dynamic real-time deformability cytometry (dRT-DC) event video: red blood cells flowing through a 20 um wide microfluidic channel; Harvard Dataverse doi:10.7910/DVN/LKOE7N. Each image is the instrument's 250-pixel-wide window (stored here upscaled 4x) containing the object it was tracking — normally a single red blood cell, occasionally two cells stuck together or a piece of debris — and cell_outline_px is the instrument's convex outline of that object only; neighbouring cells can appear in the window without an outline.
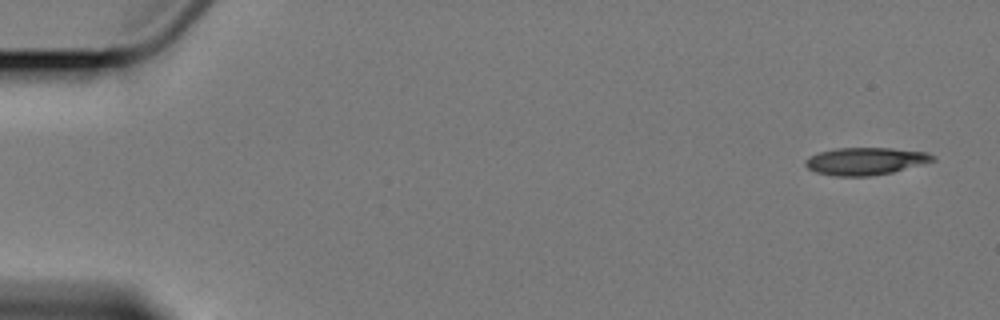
{"species": "Egyptian fruit bat (a non-hibernating species)", "species_latin": "Rousettus aegyptiacus", "temperature_condition": "cold", "stored_images_in_passage": 4, "camera_frame_rate_fps": 3000, "um_per_image_px": 0.085, "animal": {"sex": "female"}, "frame": {"image": 1, "passage_image": 1, "time_ms": 0.0, "image_size_px": [1000, 320], "cell_outline_px": [[936, 160], [892, 172], [872, 176], [832, 176], [816, 172], [808, 168], [804, 164], [804, 160], [808, 156], [820, 152], [836, 148], [892, 148], [928, 152], [936, 156]], "centroid_in_image_um": [73.55, 13.69], "position_along_channel_um": 11.4, "area_um2": 20.46}}
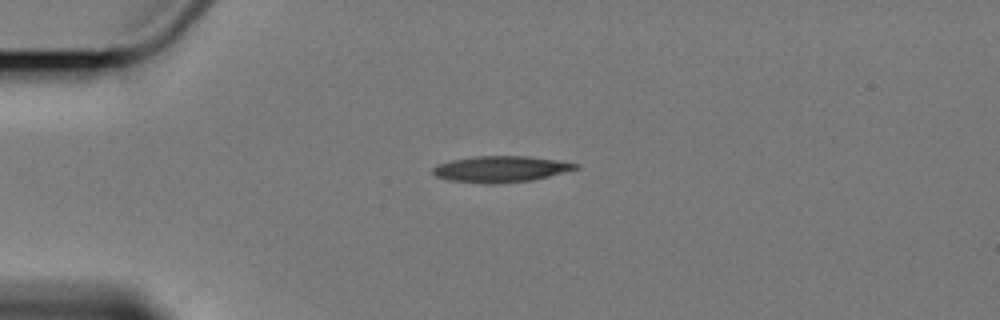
{"frame": {"image": 2, "passage_image": 4, "time_ms": 4.0, "image_size_px": [1000, 320], "cell_outline_px": [[580, 168], [532, 180], [500, 184], [484, 184], [448, 180], [436, 176], [432, 172], [432, 168], [436, 164], [452, 160], [476, 156], [528, 156], [556, 160], [580, 164]], "centroid_in_image_um": [42.54, 14.38], "position_along_channel_um": 42.5, "area_um2": 21.91}}